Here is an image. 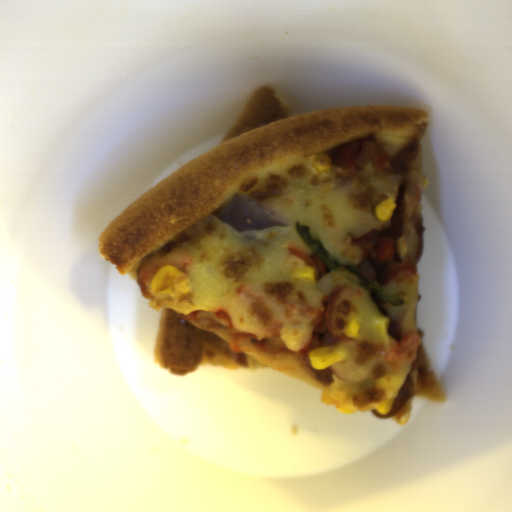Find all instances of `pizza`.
Listing matches in <instances>:
<instances>
[{"label":"pizza","instance_id":"dd6c1bee","mask_svg":"<svg viewBox=\"0 0 512 512\" xmlns=\"http://www.w3.org/2000/svg\"><path fill=\"white\" fill-rule=\"evenodd\" d=\"M427 110L407 106L352 105L291 114L271 87L259 86L244 104L216 147L174 170L115 215L98 236L99 254L116 273L128 274L149 307L159 313L154 361L172 376L202 365L221 368H275L327 392L356 412L376 409L398 396L413 362L385 357L406 333H417L418 275L399 284L361 287L349 273L362 261L354 240L388 228L376 208L397 200L405 184L421 191L423 218L427 185L422 138ZM373 139L394 157L414 138L420 150L406 175L372 165L362 171L333 167L330 154L339 146ZM329 162L316 173L313 162ZM249 198L291 222L238 232L219 218L234 195ZM308 225L313 238L340 267L316 282L298 278L305 263L289 251L315 255L295 230ZM184 247L191 263L188 290L177 296L152 293L137 277L150 256ZM344 288L331 319L342 361L329 365L332 384L321 386L302 366L300 350L311 340V319L335 287ZM358 315L359 337L343 330ZM390 318L386 344L373 324Z\"/></svg>","mask_w":512,"mask_h":512},{"label":"pizza","instance_id":"d2c48207","mask_svg":"<svg viewBox=\"0 0 512 512\" xmlns=\"http://www.w3.org/2000/svg\"><path fill=\"white\" fill-rule=\"evenodd\" d=\"M426 364L427 370L422 388L408 400L399 413L391 417L399 426L407 423L411 415V403L414 398H427L441 403H445L447 400L446 392L430 369L427 361Z\"/></svg>","mask_w":512,"mask_h":512}]
</instances>
